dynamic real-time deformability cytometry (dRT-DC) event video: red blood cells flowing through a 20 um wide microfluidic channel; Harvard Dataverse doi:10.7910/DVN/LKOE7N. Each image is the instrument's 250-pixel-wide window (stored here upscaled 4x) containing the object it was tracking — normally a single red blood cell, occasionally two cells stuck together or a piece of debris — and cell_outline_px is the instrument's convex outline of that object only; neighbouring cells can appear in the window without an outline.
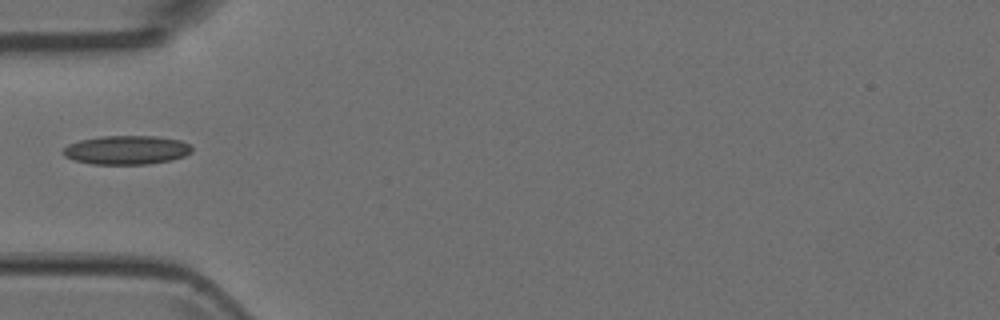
{"species": "Egyptian fruit bat (a non-hibernating species)", "species_latin": "Rousettus aegyptiacus", "temperature_condition": "room temperature", "stored_images_in_passage": 5, "camera_frame_rate_fps": 3000, "um_per_image_px": 0.085, "animal": {"sex": "female"}, "frame": {"image": 1, "passage_image": 5, "time_ms": 1.333, "image_size_px": [1000, 320], "cell_outline_px": [[192, 152], [184, 156], [172, 160], [148, 164], [92, 164], [76, 160], [64, 156], [60, 152], [68, 144], [80, 140], [100, 136], [156, 136], [180, 140], [188, 144], [192, 148]], "centroid_in_image_um": [10.75, 12.75], "position_along_channel_um": 74.3, "area_um2": 21.73}}